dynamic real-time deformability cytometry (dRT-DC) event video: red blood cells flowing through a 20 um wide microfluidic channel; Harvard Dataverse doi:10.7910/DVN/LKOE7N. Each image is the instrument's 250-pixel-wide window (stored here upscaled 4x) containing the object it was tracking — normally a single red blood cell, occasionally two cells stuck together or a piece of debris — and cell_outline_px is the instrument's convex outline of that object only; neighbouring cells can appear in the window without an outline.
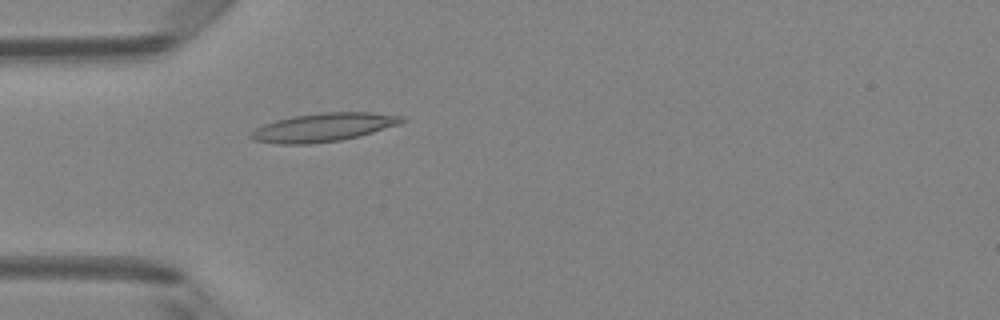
{"species": "Egyptian fruit bat (a non-hibernating species)", "species_latin": "Rousettus aegyptiacus", "temperature_condition": "room temperature", "stored_images_in_passage": 5, "camera_frame_rate_fps": 3000, "um_per_image_px": 0.085, "animal": {"sex": "female"}, "frame": {"image": 1, "passage_image": 5, "time_ms": 4.667, "image_size_px": [1000, 320], "cell_outline_px": [[408, 120], [400, 124], [360, 136], [340, 140], [312, 144], [276, 144], [252, 140], [248, 136], [256, 128], [264, 124], [276, 120], [292, 116], [324, 112], [372, 112], [404, 116]], "centroid_in_image_um": [27.51, 10.82], "position_along_channel_um": 57.5, "area_um2": 25.26}}